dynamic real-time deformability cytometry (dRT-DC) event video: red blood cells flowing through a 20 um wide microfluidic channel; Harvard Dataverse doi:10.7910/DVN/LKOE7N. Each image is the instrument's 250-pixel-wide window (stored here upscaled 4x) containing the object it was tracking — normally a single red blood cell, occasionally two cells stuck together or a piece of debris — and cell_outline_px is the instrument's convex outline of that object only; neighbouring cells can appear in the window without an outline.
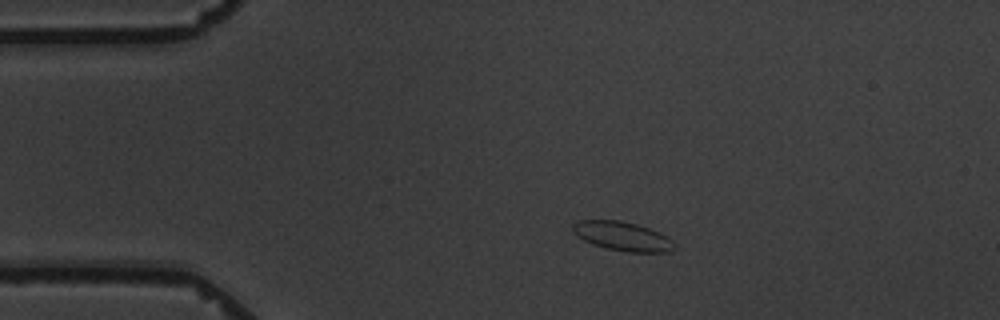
{"species": "common noctule bat (a hibernating species)", "species_latin": "Nyctalus noctula", "temperature_condition": "warm", "stored_images_in_passage": 4, "camera_frame_rate_fps": 3000, "um_per_image_px": 0.085, "animal": {"sex": "male", "body_mass_g": 19.5, "forearm_length_mm": 54.6}, "frame": {"image": 1, "passage_image": 2, "time_ms": 1.333, "image_size_px": [1000, 320], "cell_outline_px": [[676, 248], [668, 252], [628, 252], [608, 248], [592, 244], [576, 236], [572, 232], [572, 224], [576, 220], [620, 220], [636, 224], [660, 232], [668, 236], [676, 244]], "centroid_in_image_um": [52.91, 20.07], "position_along_channel_um": 32.1, "area_um2": 17.4}}